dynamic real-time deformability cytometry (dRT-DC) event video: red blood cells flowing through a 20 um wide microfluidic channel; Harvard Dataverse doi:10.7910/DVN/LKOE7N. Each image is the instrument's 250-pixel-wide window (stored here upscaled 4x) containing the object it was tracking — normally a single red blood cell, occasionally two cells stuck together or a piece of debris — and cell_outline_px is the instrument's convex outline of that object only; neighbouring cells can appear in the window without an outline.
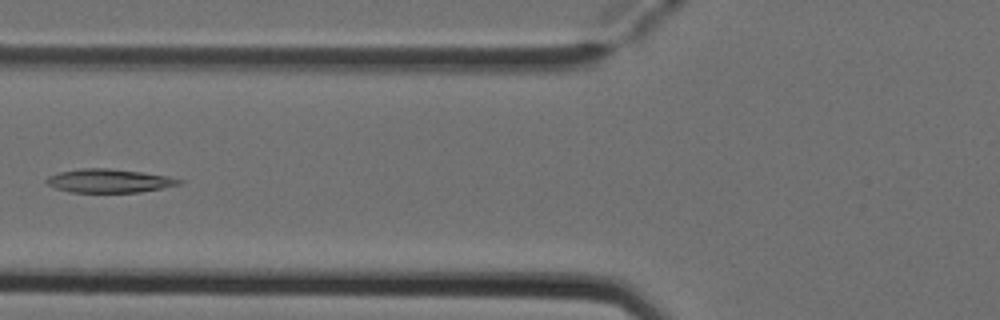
{"species": "Egyptian fruit bat (a non-hibernating species)", "species_latin": "Rousettus aegyptiacus", "temperature_condition": "cold", "stored_images_in_passage": 7, "camera_frame_rate_fps": 3000, "um_per_image_px": 0.085, "animal": {"sex": "female"}, "frame": {"image": 1, "passage_image": 5, "time_ms": 1.333, "image_size_px": [1000, 320], "cell_outline_px": [[184, 180], [180, 184], [164, 188], [140, 192], [68, 192], [56, 188], [48, 184], [44, 180], [48, 176], [60, 172], [80, 168], [108, 168], [140, 172], [168, 176]], "centroid_in_image_um": [9.27, 15.37], "position_along_channel_um": 116.5, "area_um2": 18.21}}
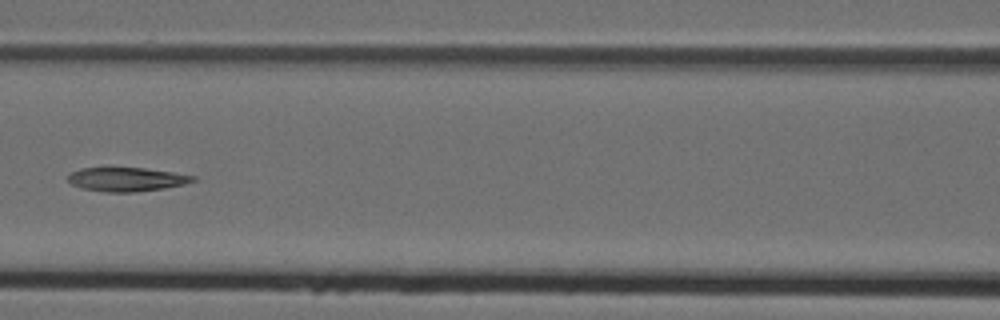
{"frame": {"image": 2, "passage_image": 6, "time_ms": 1.667, "image_size_px": [1000, 320], "cell_outline_px": [[196, 180], [184, 184], [164, 188], [132, 192], [104, 192], [80, 188], [72, 184], [68, 180], [68, 176], [72, 172], [80, 168], [144, 168], [172, 172], [196, 176]], "centroid_in_image_um": [10.75, 15.25], "position_along_channel_um": 155.9, "area_um2": 17.28}}
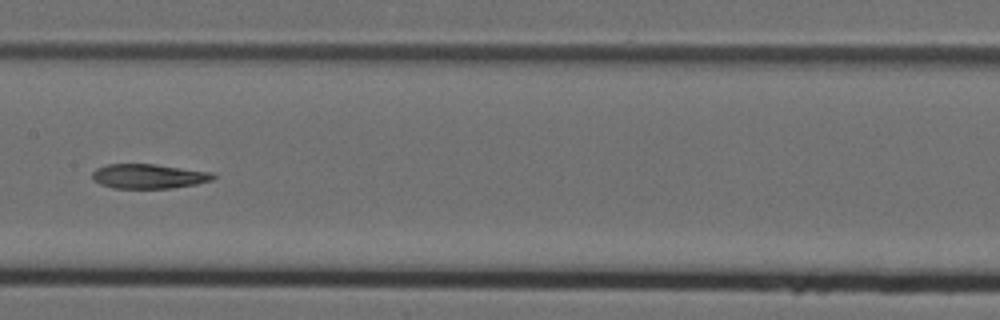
{"frame": {"image": 3, "passage_image": 7, "time_ms": 2.0, "image_size_px": [1000, 320], "cell_outline_px": [[216, 176], [212, 180], [196, 184], [172, 188], [112, 188], [100, 184], [92, 180], [92, 172], [96, 168], [108, 164], [156, 164], [216, 172]], "centroid_in_image_um": [12.66, 14.97], "position_along_channel_um": 194.7, "area_um2": 17.57}}